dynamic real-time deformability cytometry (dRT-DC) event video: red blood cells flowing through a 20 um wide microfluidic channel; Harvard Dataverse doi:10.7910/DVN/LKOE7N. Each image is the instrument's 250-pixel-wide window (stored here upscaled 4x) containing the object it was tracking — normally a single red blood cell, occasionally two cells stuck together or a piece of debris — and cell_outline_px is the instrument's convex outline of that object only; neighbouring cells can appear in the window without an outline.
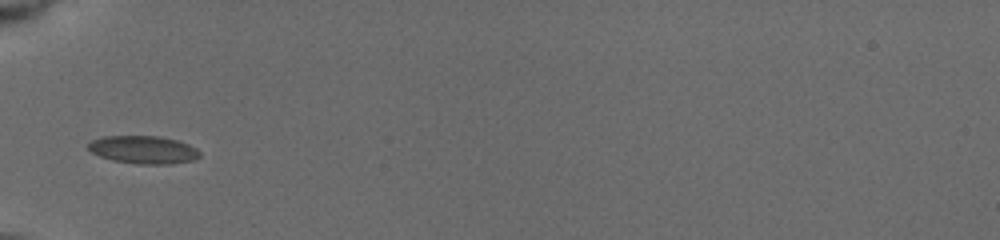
{"species": "common noctule bat (a hibernating species)", "species_latin": "Nyctalus noctula", "temperature_condition": "cold", "stored_images_in_passage": 2, "camera_frame_rate_fps": 3000, "um_per_image_px": 0.085, "animal": {"sex": "female", "body_mass_g": 19.5, "forearm_length_mm": 54.1}, "frame": {"image": 1, "passage_image": 1, "time_ms": 0.0, "image_size_px": [1000, 240], "cell_outline_px": [[200, 156], [192, 160], [172, 164], [136, 164], [112, 160], [100, 156], [92, 152], [88, 148], [88, 144], [92, 140], [104, 136], [160, 136], [176, 140], [188, 144], [196, 148], [200, 152]], "centroid_in_image_um": [12.19, 12.73], "position_along_channel_um": 72.8, "area_um2": 18.09}}